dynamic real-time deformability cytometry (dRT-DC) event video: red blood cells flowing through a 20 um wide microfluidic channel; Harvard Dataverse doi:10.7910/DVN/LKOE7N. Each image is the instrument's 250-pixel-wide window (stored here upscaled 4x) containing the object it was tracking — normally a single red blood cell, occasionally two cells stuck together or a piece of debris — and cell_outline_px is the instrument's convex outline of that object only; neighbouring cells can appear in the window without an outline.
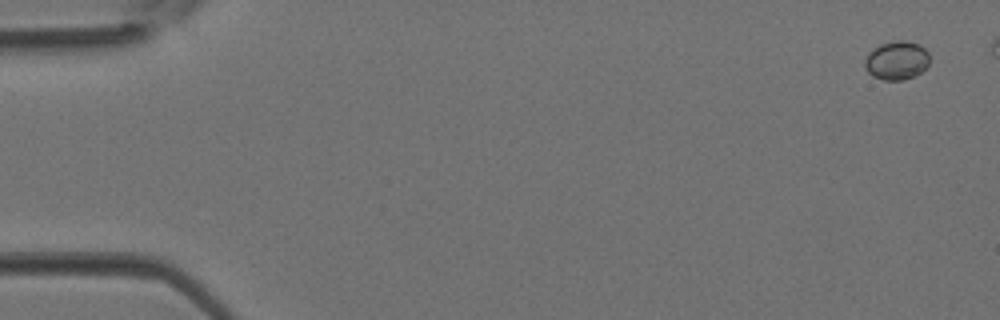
{"species": "Egyptian fruit bat (a non-hibernating species)", "species_latin": "Rousettus aegyptiacus", "temperature_condition": "room temperature", "stored_images_in_passage": 5, "camera_frame_rate_fps": 3000, "um_per_image_px": 0.085, "animal": {"sex": "female"}, "frame": {"image": 1, "passage_image": 1, "time_ms": 0.0, "image_size_px": [1000, 320], "cell_outline_px": [[928, 64], [920, 72], [904, 80], [884, 80], [872, 76], [868, 72], [864, 64], [864, 60], [868, 52], [880, 44], [896, 40], [908, 40], [920, 44], [928, 52]], "centroid_in_image_um": [76.19, 5.12], "position_along_channel_um": 8.8, "area_um2": 14.62}}